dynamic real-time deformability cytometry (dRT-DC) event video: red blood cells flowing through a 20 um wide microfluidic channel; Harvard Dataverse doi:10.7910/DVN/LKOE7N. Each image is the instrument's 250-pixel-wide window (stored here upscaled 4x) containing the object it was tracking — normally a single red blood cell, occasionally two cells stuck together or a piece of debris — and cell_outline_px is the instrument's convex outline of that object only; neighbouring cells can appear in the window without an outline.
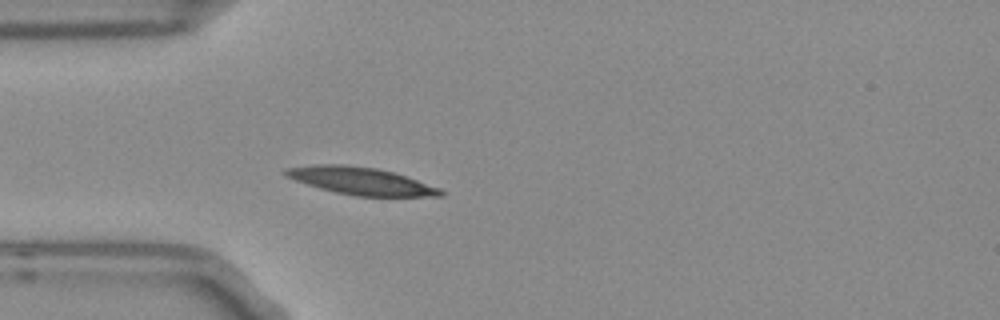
{"species": "Egyptian fruit bat (a non-hibernating species)", "species_latin": "Rousettus aegyptiacus", "temperature_condition": "room temperature", "stored_images_in_passage": 1, "camera_frame_rate_fps": 3000, "um_per_image_px": 0.085, "frame": {"image": 1, "passage_image": 1, "time_ms": 0.0, "image_size_px": [1000, 320], "cell_outline_px": [[444, 196], [356, 196], [336, 192], [320, 188], [284, 176], [280, 172], [284, 168], [316, 164], [344, 164], [376, 168], [392, 172], [440, 188], [444, 192]], "centroid_in_image_um": [30.61, 15.37], "position_along_channel_um": 54.4, "area_um2": 24.57}}